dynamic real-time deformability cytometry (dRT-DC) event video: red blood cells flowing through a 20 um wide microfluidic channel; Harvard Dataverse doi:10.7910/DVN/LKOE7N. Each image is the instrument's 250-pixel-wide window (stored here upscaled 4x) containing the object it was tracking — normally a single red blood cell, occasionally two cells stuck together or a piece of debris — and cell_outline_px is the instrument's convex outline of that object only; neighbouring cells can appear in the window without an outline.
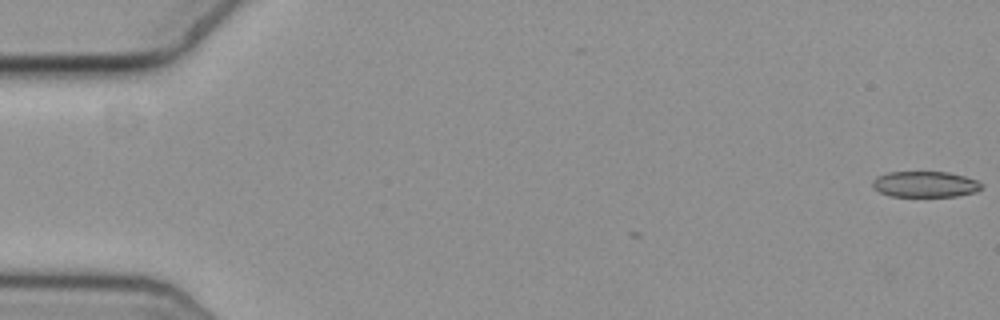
{"species": "common noctule bat (a hibernating species)", "species_latin": "Nyctalus noctula", "temperature_condition": "cold", "stored_images_in_passage": 58, "camera_frame_rate_fps": 3000, "um_per_image_px": 0.085, "animal": {"sex": "female", "body_mass_g": 19.3, "forearm_length_mm": 54.1}, "frame": {"image": 1, "passage_image": 1, "time_ms": 0.0, "image_size_px": [1000, 320], "cell_outline_px": [[980, 188], [968, 192], [948, 196], [896, 196], [884, 192], [880, 188], [884, 176], [896, 172], [940, 172], [960, 176], [972, 180]], "centroid_in_image_um": [78.73, 15.67], "position_along_channel_um": 6.3, "area_um2": 14.22}}
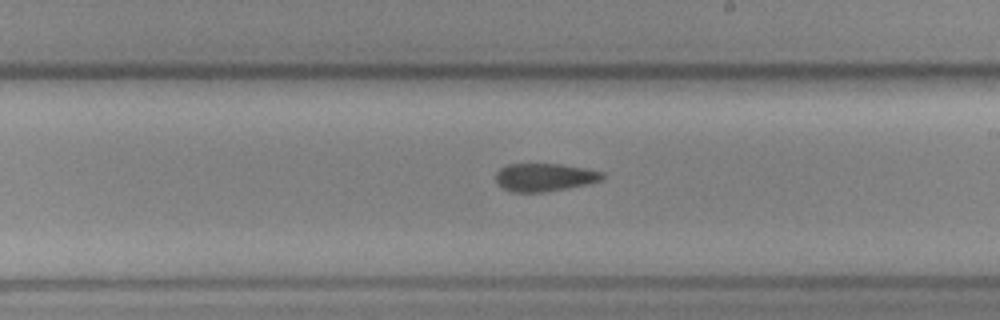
{"frame": {"image": 2, "passage_image": 34, "time_ms": 11.0, "image_size_px": [1000, 320], "cell_outline_px": [[600, 176], [592, 180], [576, 184], [552, 188], [508, 188], [500, 184], [500, 172], [504, 168], [524, 164], [544, 164], [572, 168], [596, 172]], "centroid_in_image_um": [46.19, 14.99], "position_along_channel_um": 242.8, "area_um2": 13.41}}
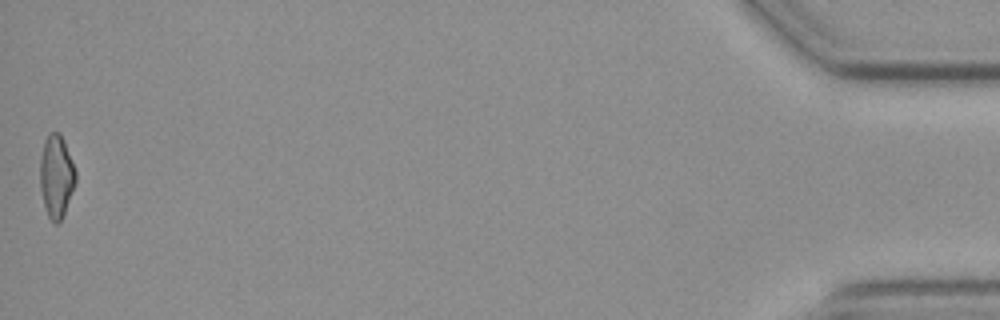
{"frame": {"image": 3, "passage_image": 58, "time_ms": 19.0, "image_size_px": [1000, 320], "cell_outline_px": [[76, 176], [72, 188], [60, 220], [56, 220], [48, 212], [44, 200], [40, 172], [40, 168], [44, 148], [48, 136], [52, 132], [56, 132], [60, 136], [64, 144], [72, 164]], "centroid_in_image_um": [4.79, 14.92], "position_along_channel_um": 430.4, "area_um2": 15.03}}